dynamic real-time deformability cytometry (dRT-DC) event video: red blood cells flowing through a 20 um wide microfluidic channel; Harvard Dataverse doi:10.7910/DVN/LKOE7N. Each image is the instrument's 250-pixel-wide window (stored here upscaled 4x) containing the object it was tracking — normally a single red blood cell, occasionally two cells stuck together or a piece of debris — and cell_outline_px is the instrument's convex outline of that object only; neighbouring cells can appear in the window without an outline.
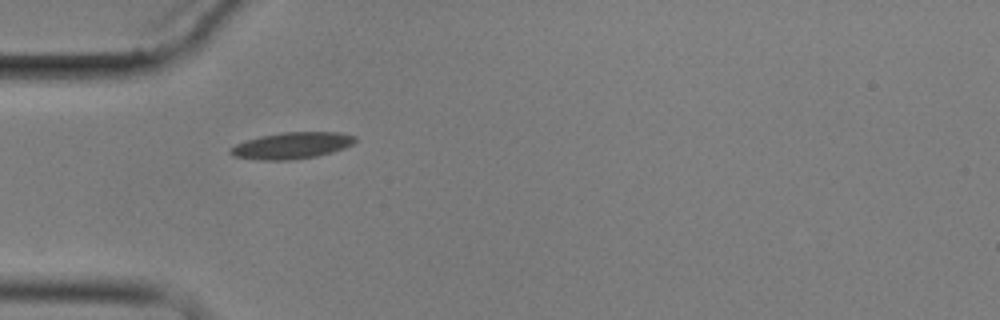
{"species": "common noctule bat (a hibernating species)", "species_latin": "Nyctalus noctula", "temperature_condition": "cold", "stored_images_in_passage": 2, "camera_frame_rate_fps": 3000, "um_per_image_px": 0.085, "animal": {"sex": "male", "body_mass_g": 17.9}, "frame": {"image": 1, "passage_image": 1, "time_ms": 0.0, "image_size_px": [1000, 320], "cell_outline_px": [[356, 140], [352, 144], [344, 148], [332, 152], [316, 156], [292, 160], [256, 160], [232, 156], [228, 152], [228, 148], [244, 140], [260, 136], [284, 132], [340, 132], [356, 136]], "centroid_in_image_um": [24.75, 12.37], "position_along_channel_um": 60.2, "area_um2": 19.48}}
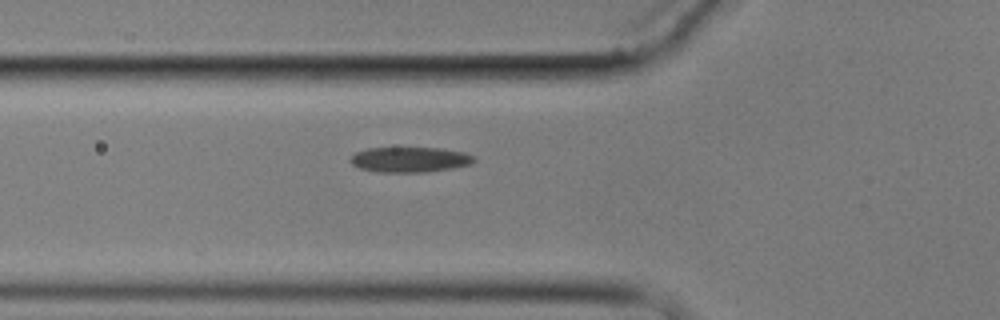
{"frame": {"image": 2, "passage_image": 2, "time_ms": 1.0, "image_size_px": [1000, 320], "cell_outline_px": [[476, 160], [472, 164], [452, 168], [424, 172], [376, 172], [360, 168], [352, 164], [348, 160], [356, 152], [368, 148], [440, 148], [464, 152], [476, 156]], "centroid_in_image_um": [34.86, 13.56], "position_along_channel_um": 90.9, "area_um2": 18.26}}